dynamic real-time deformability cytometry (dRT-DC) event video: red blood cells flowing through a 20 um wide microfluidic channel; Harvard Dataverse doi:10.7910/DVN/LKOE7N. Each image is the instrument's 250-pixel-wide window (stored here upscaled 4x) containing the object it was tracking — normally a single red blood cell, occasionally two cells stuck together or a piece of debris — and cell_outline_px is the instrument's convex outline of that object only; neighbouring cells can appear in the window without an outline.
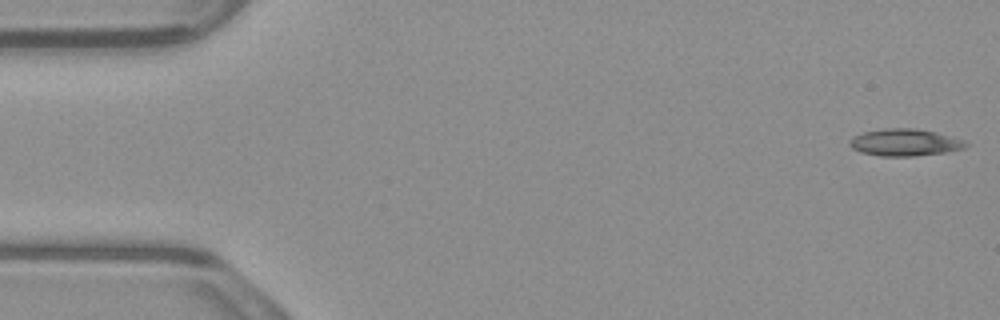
{"species": "common noctule bat (a hibernating species)", "species_latin": "Nyctalus noctula", "temperature_condition": "warm", "stored_images_in_passage": 49, "camera_frame_rate_fps": 3000, "um_per_image_px": 0.085, "animal": {"sex": "male", "body_mass_g": 23.1, "forearm_length_mm": 52.7}, "frame": {"image": 1, "passage_image": 1, "time_ms": 0.0, "image_size_px": [1000, 320], "cell_outline_px": [[972, 144], [964, 148], [948, 152], [912, 156], [880, 156], [860, 152], [852, 148], [848, 144], [848, 140], [852, 136], [864, 132], [884, 128], [916, 128], [936, 132], [964, 140]], "centroid_in_image_um": [76.91, 12.1], "position_along_channel_um": 8.1, "area_um2": 18.55}}
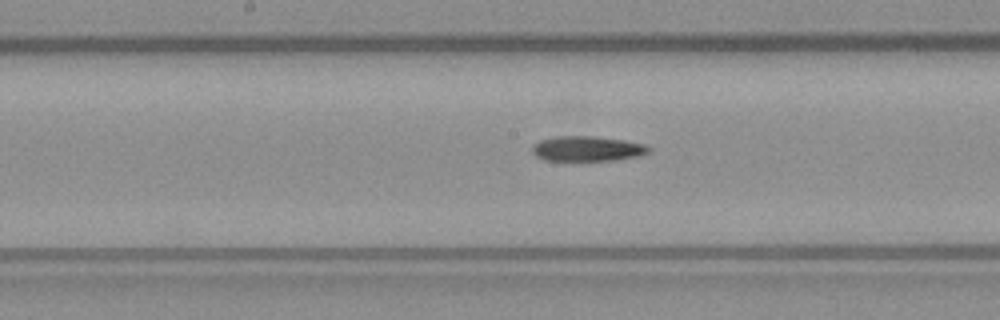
{"frame": {"image": 2, "passage_image": 26, "time_ms": 8.333, "image_size_px": [1000, 320], "cell_outline_px": [[652, 148], [648, 152], [640, 156], [612, 160], [544, 160], [536, 156], [532, 152], [532, 144], [540, 140], [556, 136], [592, 136], [624, 140], [648, 144]], "centroid_in_image_um": [49.93, 12.63], "position_along_channel_um": 198.3, "area_um2": 17.11}}
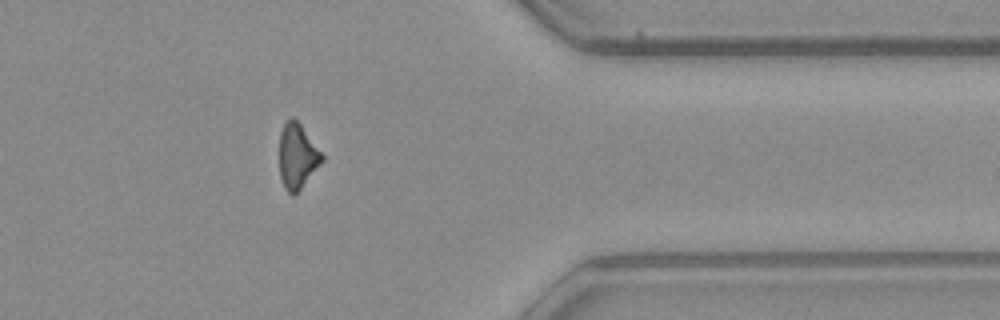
{"frame": {"image": 3, "passage_image": 42, "time_ms": 13.667, "image_size_px": [1000, 320], "cell_outline_px": [[324, 160], [300, 188], [292, 196], [284, 188], [280, 176], [280, 132], [284, 124], [292, 116], [300, 124], [324, 156]], "centroid_in_image_um": [25.26, 13.27], "position_along_channel_um": 386.1, "area_um2": 15.78}, "authors_computed_cell_mechanics": {"area_um2": 17.2822, "velocity_mm_per_s": 3.8915, "shape_relaxation_time_tau1_ms": 3.8061, "shape_relaxation_time_tau2_ms": null, "deformation_change_tau1": 0.1503, "deformation_change_tau2": null}}